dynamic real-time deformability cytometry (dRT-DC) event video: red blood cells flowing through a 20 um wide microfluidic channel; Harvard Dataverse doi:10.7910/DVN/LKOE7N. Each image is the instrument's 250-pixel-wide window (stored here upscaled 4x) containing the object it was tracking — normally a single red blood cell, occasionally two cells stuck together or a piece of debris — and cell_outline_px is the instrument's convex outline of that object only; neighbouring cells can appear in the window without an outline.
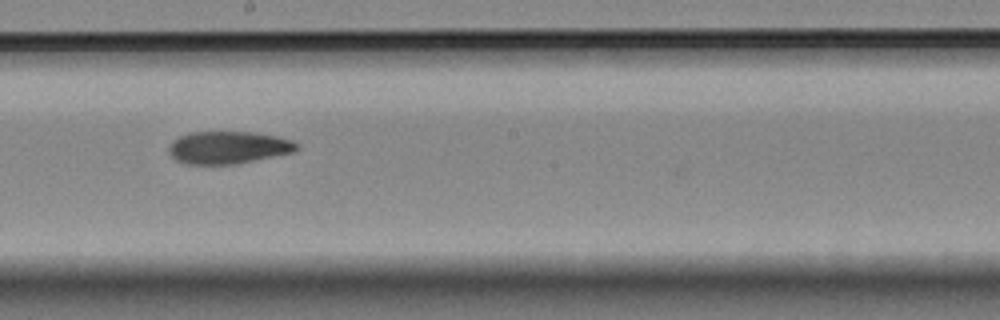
{"species": "Egyptian fruit bat (a non-hibernating species)", "species_latin": "Rousettus aegyptiacus", "temperature_condition": "room temperature", "stored_images_in_passage": 15, "camera_frame_rate_fps": 3000, "um_per_image_px": 0.085, "animal": {"sex": "female"}, "frame": {"image": 1, "passage_image": 6, "time_ms": 1.667, "image_size_px": [1000, 320], "cell_outline_px": [[300, 148], [292, 152], [232, 164], [184, 164], [176, 160], [168, 152], [168, 148], [172, 140], [180, 136], [192, 132], [256, 132], [276, 136], [292, 140], [300, 144]], "centroid_in_image_um": [19.38, 12.52], "position_along_channel_um": 228.8, "area_um2": 24.1}}
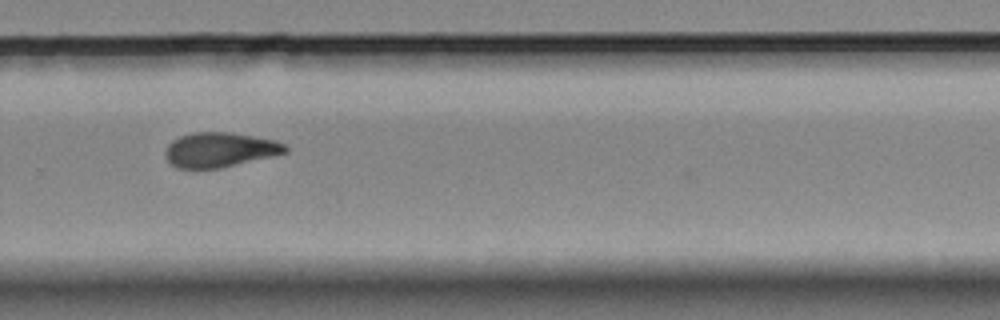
{"frame": {"image": 2, "passage_image": 8, "time_ms": 2.333, "image_size_px": [1000, 320], "cell_outline_px": [[288, 152], [272, 156], [220, 168], [176, 168], [168, 160], [164, 152], [168, 144], [172, 140], [180, 136], [192, 132], [232, 132], [276, 140], [284, 144], [288, 148]], "centroid_in_image_um": [18.68, 12.72], "position_along_channel_um": 311.1, "area_um2": 24.28}}
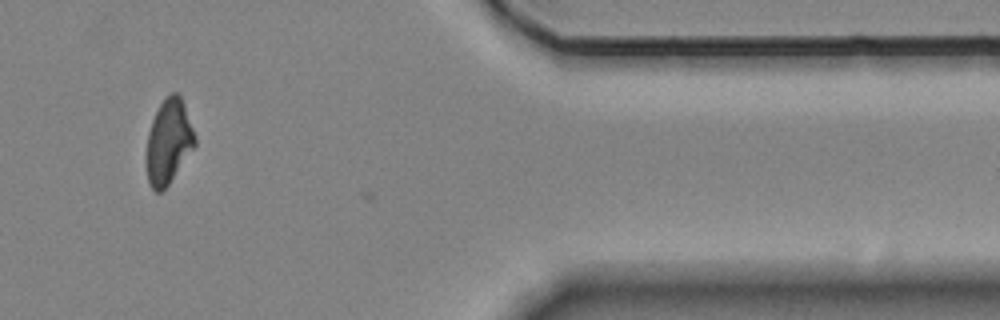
{"frame": {"image": 3, "passage_image": 11, "time_ms": 3.333, "image_size_px": [1000, 320], "cell_outline_px": [[196, 144], [168, 184], [160, 192], [156, 192], [148, 184], [144, 156], [148, 132], [152, 120], [164, 96], [172, 92], [176, 92], [180, 96], [184, 104], [196, 136]], "centroid_in_image_um": [14.29, 12.04], "position_along_channel_um": 397.1, "area_um2": 24.1}}